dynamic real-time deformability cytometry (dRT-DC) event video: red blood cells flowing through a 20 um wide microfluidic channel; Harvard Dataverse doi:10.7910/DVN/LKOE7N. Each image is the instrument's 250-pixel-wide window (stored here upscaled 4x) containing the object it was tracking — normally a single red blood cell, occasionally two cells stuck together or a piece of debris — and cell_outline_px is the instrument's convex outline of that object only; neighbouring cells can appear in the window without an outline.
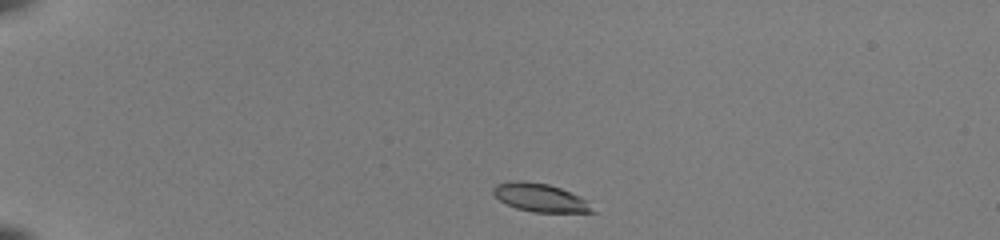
{"species": "common noctule bat (a hibernating species)", "species_latin": "Nyctalus noctula", "temperature_condition": "room temperature", "stored_images_in_passage": 40, "camera_frame_rate_fps": 3000, "um_per_image_px": 0.085, "animal": {"sex": "female", "body_mass_g": 22.0, "forearm_length_mm": 56.7}, "frame": {"image": 1, "passage_image": 1, "time_ms": 0.0, "image_size_px": [1000, 240], "cell_outline_px": [[600, 212], [532, 212], [516, 208], [500, 200], [492, 192], [492, 188], [496, 184], [508, 180], [524, 180], [548, 184], [560, 188], [580, 196], [588, 200]], "centroid_in_image_um": [45.95, 16.79], "position_along_channel_um": 39.0, "area_um2": 16.65}}
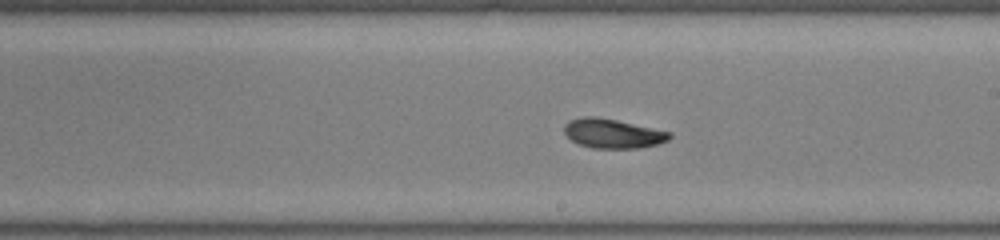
{"frame": {"image": 2, "passage_image": 21, "time_ms": 6.667, "image_size_px": [1000, 240], "cell_outline_px": [[672, 136], [668, 140], [660, 144], [640, 148], [592, 148], [580, 144], [572, 140], [564, 132], [564, 124], [568, 120], [584, 116], [596, 116], [616, 120], [672, 132]], "centroid_in_image_um": [52.1, 11.34], "position_along_channel_um": 236.9, "area_um2": 18.09}}
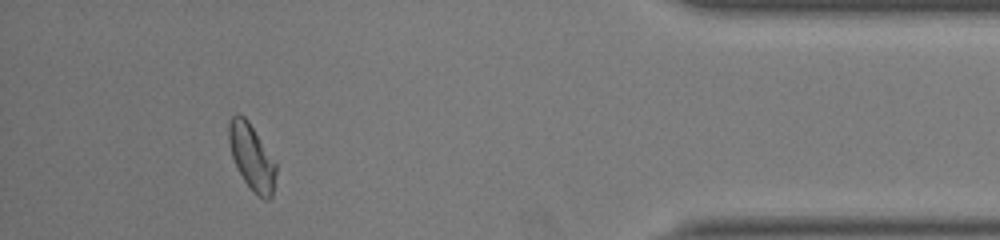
{"frame": {"image": 3, "passage_image": 37, "time_ms": 12.0, "image_size_px": [1000, 240], "cell_outline_px": [[276, 172], [272, 196], [268, 200], [264, 200], [256, 196], [252, 192], [244, 180], [232, 156], [228, 140], [228, 124], [232, 116], [236, 112], [244, 116], [248, 120], [276, 164]], "centroid_in_image_um": [21.38, 13.36], "position_along_channel_um": 413.8, "area_um2": 17.98}, "authors_computed_cell_mechanics": {"area_um2": 18.0914, "velocity_mm_per_s": 3.9986, "shape_relaxation_time_tau1_ms": 4.4527, "shape_relaxation_time_tau2_ms": 2.5155, "deformation_change_tau1": 0.1628, "deformation_change_tau2": 0.0699}}